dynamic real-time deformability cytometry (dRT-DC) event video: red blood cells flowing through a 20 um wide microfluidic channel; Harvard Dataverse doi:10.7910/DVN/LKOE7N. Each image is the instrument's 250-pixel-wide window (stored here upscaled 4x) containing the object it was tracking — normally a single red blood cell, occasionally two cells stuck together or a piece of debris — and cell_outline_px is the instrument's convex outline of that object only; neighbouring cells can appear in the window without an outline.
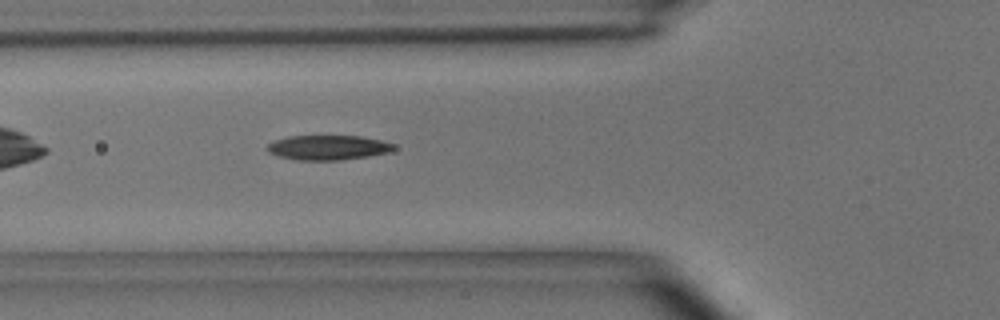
{"species": "common noctule bat (a hibernating species)", "species_latin": "Nyctalus noctula", "temperature_condition": "room temperature", "stored_images_in_passage": 35, "camera_frame_rate_fps": 3000, "um_per_image_px": 0.085, "animal": {"sex": "male", "body_mass_g": 15.6}, "frame": {"image": 1, "passage_image": 6, "time_ms": 1.667, "image_size_px": [1000, 320], "cell_outline_px": [[396, 148], [388, 152], [368, 156], [340, 160], [296, 160], [280, 156], [268, 152], [264, 148], [268, 144], [276, 140], [288, 136], [360, 136], [380, 140], [392, 144]], "centroid_in_image_um": [27.84, 12.54], "position_along_channel_um": 98.0, "area_um2": 18.09}, "authors_computed_cell_mechanics": {"area_um2": 18.0336, "velocity_mm_per_s": 3.9545, "shape_relaxation_time_tau1_ms": 5.9302, "shape_relaxation_time_tau2_ms": 6.5912, "deformation_change_tau1": 0.1628, "deformation_change_tau2": 0.1474}}